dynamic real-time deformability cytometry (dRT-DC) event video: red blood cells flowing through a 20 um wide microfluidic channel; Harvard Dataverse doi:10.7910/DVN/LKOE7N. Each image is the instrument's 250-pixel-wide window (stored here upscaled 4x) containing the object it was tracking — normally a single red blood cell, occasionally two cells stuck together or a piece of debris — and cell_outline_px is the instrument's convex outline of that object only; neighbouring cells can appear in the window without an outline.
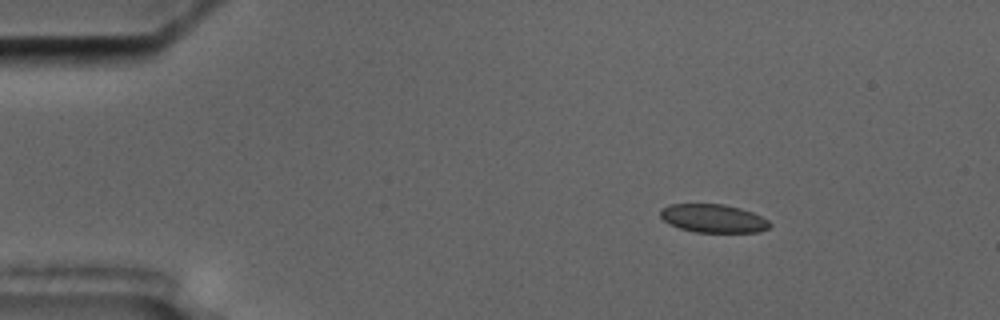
{"species": "common noctule bat (a hibernating species)", "species_latin": "Nyctalus noctula", "temperature_condition": "cold", "stored_images_in_passage": 9, "camera_frame_rate_fps": 3000, "um_per_image_px": 0.085, "animal": {"sex": "male", "body_mass_g": 17.5, "forearm_length_mm": 52.3}, "frame": {"image": 1, "passage_image": 1, "time_ms": 0.0, "image_size_px": [1000, 320], "cell_outline_px": [[772, 224], [768, 228], [760, 232], [696, 232], [680, 228], [664, 220], [660, 216], [660, 208], [668, 204], [724, 204], [740, 208], [752, 212], [768, 220]], "centroid_in_image_um": [60.63, 18.56], "position_along_channel_um": 24.4, "area_um2": 18.03}}
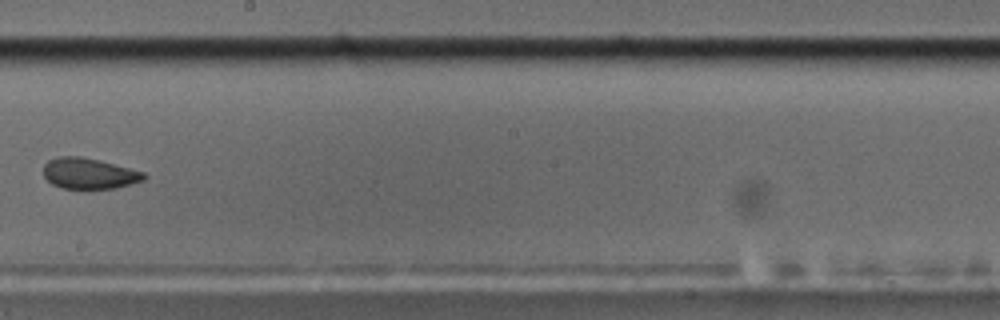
{"frame": {"image": 2, "passage_image": 8, "time_ms": 8.333, "image_size_px": [1000, 320], "cell_outline_px": [[148, 176], [144, 180], [116, 188], [60, 188], [52, 184], [44, 176], [44, 164], [48, 160], [56, 156], [80, 156], [100, 160], [144, 172]], "centroid_in_image_um": [7.57, 14.73], "position_along_channel_um": 240.6, "area_um2": 18.09}}
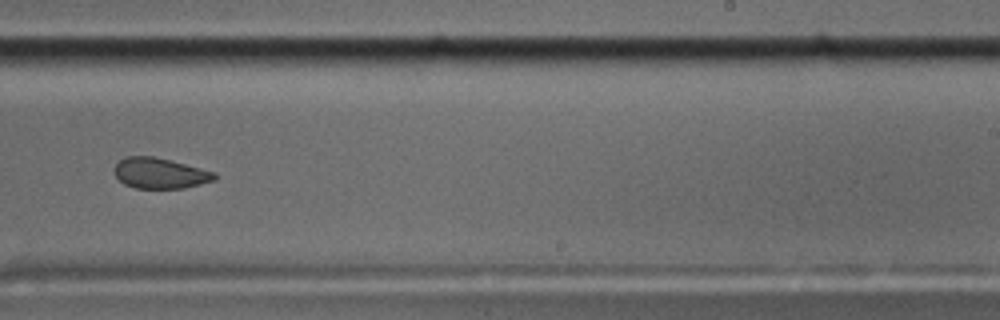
{"frame": {"image": 3, "passage_image": 9, "time_ms": 9.333, "image_size_px": [1000, 320], "cell_outline_px": [[216, 180], [184, 188], [136, 188], [124, 184], [112, 172], [112, 168], [124, 156], [152, 156], [216, 172]], "centroid_in_image_um": [13.56, 14.72], "position_along_channel_um": 275.4, "area_um2": 17.86}}